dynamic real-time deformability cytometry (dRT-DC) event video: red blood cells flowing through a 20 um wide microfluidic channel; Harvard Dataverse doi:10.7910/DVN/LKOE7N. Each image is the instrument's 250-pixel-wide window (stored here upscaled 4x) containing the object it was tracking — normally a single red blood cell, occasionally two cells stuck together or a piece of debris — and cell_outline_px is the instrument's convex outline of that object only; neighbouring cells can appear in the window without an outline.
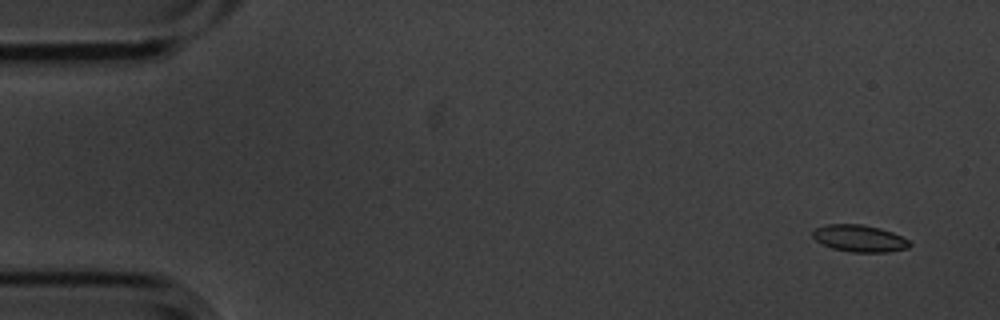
{"species": "common noctule bat (a hibernating species)", "species_latin": "Nyctalus noctula", "temperature_condition": "cold", "stored_images_in_passage": 6, "camera_frame_rate_fps": 3000, "um_per_image_px": 0.085, "animal": {"sex": "male", "body_mass_g": 20.1, "forearm_length_mm": 53.5}, "frame": {"image": 1, "passage_image": 1, "time_ms": 0.0, "image_size_px": [1000, 320], "cell_outline_px": [[912, 244], [908, 248], [888, 252], [852, 252], [832, 248], [816, 240], [812, 236], [812, 232], [816, 228], [828, 224], [860, 224], [880, 228], [892, 232], [908, 240]], "centroid_in_image_um": [73.06, 20.26], "position_along_channel_um": 11.9, "area_um2": 15.09}}
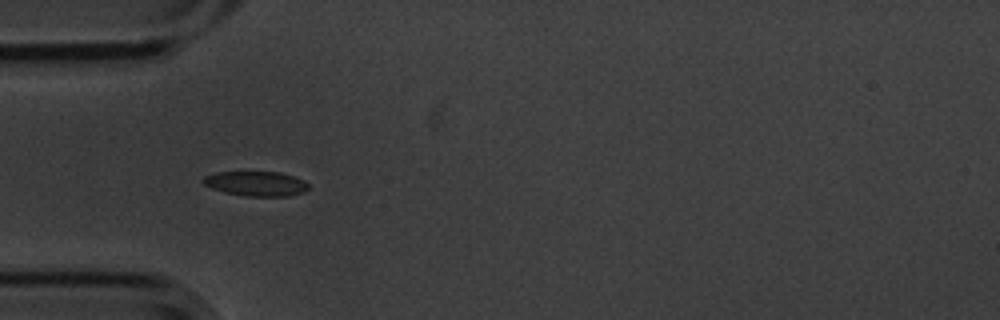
{"frame": {"image": 2, "passage_image": 5, "time_ms": 1.333, "image_size_px": [1000, 320], "cell_outline_px": [[308, 188], [304, 192], [288, 196], [244, 196], [224, 192], [212, 188], [204, 184], [200, 180], [204, 176], [216, 172], [280, 172], [304, 180], [308, 184]], "centroid_in_image_um": [21.74, 15.61], "position_along_channel_um": 63.3, "area_um2": 15.2}}
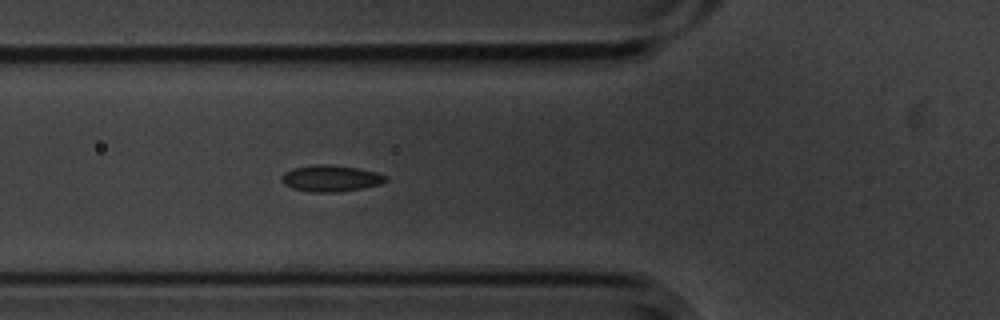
{"frame": {"image": 3, "passage_image": 6, "time_ms": 1.667, "image_size_px": [1000, 320], "cell_outline_px": [[388, 180], [380, 184], [364, 188], [336, 192], [312, 192], [292, 188], [284, 184], [284, 172], [292, 168], [316, 164], [328, 164], [356, 168], [376, 172], [384, 176]], "centroid_in_image_um": [28.12, 15.16], "position_along_channel_um": 97.7, "area_um2": 15.78}}